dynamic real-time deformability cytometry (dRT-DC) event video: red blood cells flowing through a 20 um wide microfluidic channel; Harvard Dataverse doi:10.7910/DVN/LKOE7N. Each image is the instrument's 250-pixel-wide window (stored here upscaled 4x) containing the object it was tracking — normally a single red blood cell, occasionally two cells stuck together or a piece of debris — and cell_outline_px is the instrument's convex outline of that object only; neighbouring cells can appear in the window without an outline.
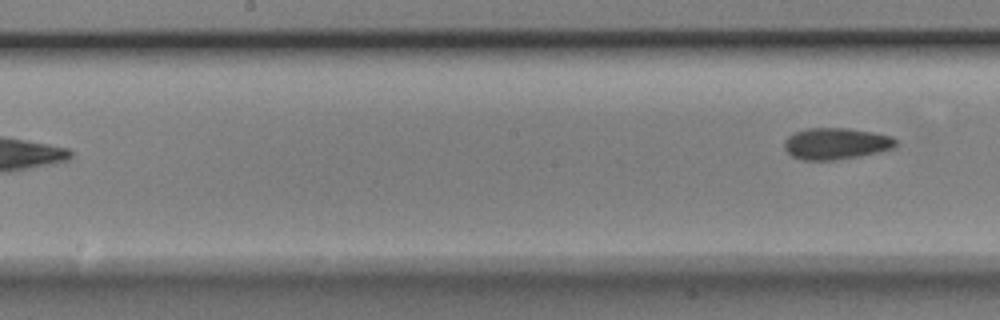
{"species": "Egyptian fruit bat (a non-hibernating species)", "species_latin": "Rousettus aegyptiacus", "temperature_condition": "room temperature", "stored_images_in_passage": 8, "segment_of_instrument_passage": [2, 2], "camera_frame_rate_fps": 3000, "um_per_image_px": 0.085, "animal": {"sex": "male"}, "frame": {"image": 1, "passage_image": 8, "time_ms": 2.333, "image_size_px": [1000, 320], "cell_outline_px": [[896, 148], [880, 152], [860, 156], [836, 160], [804, 160], [792, 156], [784, 148], [784, 140], [792, 132], [808, 128], [848, 128], [872, 132], [892, 136], [896, 140]], "centroid_in_image_um": [71.06, 12.2], "position_along_channel_um": 177.1, "area_um2": 20.69}}